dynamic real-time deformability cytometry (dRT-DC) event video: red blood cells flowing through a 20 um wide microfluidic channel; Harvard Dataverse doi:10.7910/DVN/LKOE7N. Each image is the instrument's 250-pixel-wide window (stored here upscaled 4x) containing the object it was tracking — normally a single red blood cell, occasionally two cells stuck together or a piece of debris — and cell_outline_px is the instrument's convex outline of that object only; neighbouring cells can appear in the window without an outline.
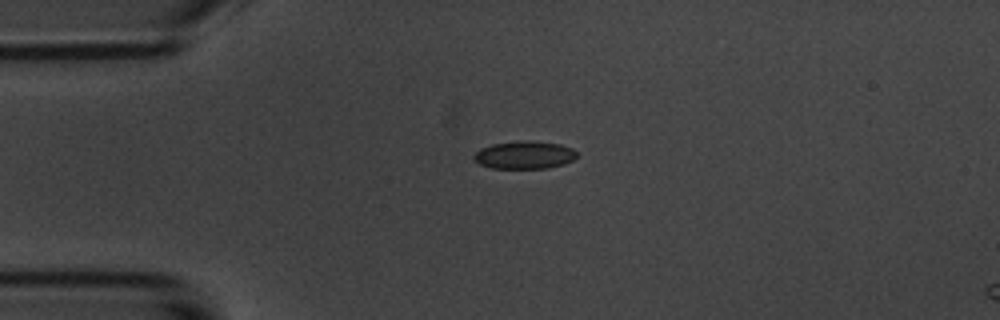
{"species": "common noctule bat (a hibernating species)", "species_latin": "Nyctalus noctula", "temperature_condition": "room temperature", "stored_images_in_passage": 3, "camera_frame_rate_fps": 3000, "um_per_image_px": 0.085, "animal": {"sex": "male", "body_mass_g": 20.1, "forearm_length_mm": 53.5}, "frame": {"image": 1, "passage_image": 1, "time_ms": 0.0, "image_size_px": [1000, 320], "cell_outline_px": [[576, 156], [572, 160], [564, 164], [548, 168], [492, 168], [480, 164], [472, 156], [480, 148], [492, 144], [520, 140], [528, 140], [560, 144], [572, 148], [576, 152]], "centroid_in_image_um": [44.57, 13.16], "position_along_channel_um": 40.4, "area_um2": 16.65}}